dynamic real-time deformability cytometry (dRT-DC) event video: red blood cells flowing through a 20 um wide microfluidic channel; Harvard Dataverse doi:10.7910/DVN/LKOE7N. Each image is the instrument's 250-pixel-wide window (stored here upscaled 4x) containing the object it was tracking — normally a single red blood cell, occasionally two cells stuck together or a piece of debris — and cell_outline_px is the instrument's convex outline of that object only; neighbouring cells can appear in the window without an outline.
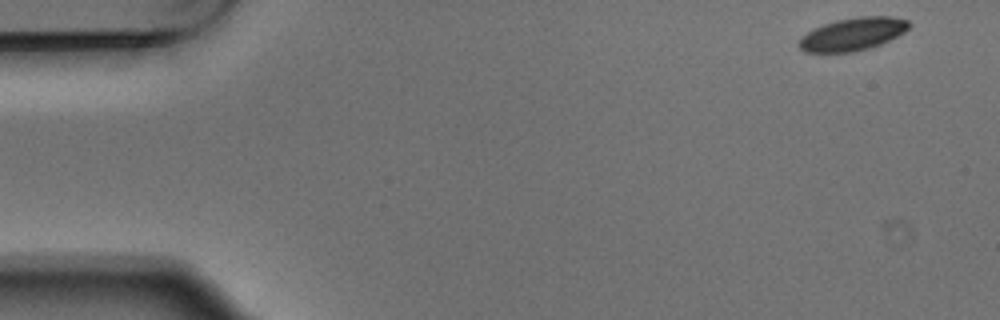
{"species": "Egyptian fruit bat (a non-hibernating species)", "species_latin": "Rousettus aegyptiacus", "temperature_condition": "warm", "stored_images_in_passage": 4, "camera_frame_rate_fps": 3000, "um_per_image_px": 0.085, "animal": {"sex": "male"}, "frame": {"image": 1, "passage_image": 1, "time_ms": 0.0, "image_size_px": [1000, 320], "cell_outline_px": [[912, 24], [904, 32], [880, 44], [856, 52], [804, 52], [796, 44], [800, 36], [824, 24], [836, 20], [860, 16], [892, 16], [908, 20]], "centroid_in_image_um": [72.46, 2.9], "position_along_channel_um": 12.5, "area_um2": 21.04}}
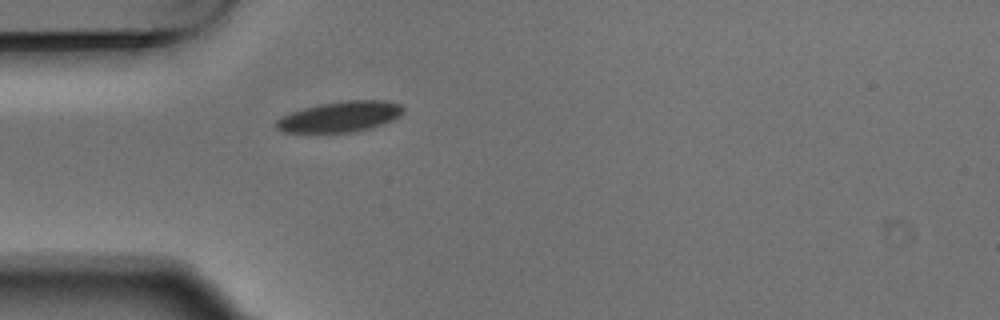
{"frame": {"image": 2, "passage_image": 4, "time_ms": 1.0, "image_size_px": [1000, 320], "cell_outline_px": [[404, 112], [400, 116], [392, 120], [368, 128], [352, 132], [284, 132], [276, 128], [276, 120], [280, 116], [304, 108], [320, 104], [348, 100], [384, 100], [400, 104], [404, 108]], "centroid_in_image_um": [28.91, 9.91], "position_along_channel_um": 56.1, "area_um2": 22.43}}